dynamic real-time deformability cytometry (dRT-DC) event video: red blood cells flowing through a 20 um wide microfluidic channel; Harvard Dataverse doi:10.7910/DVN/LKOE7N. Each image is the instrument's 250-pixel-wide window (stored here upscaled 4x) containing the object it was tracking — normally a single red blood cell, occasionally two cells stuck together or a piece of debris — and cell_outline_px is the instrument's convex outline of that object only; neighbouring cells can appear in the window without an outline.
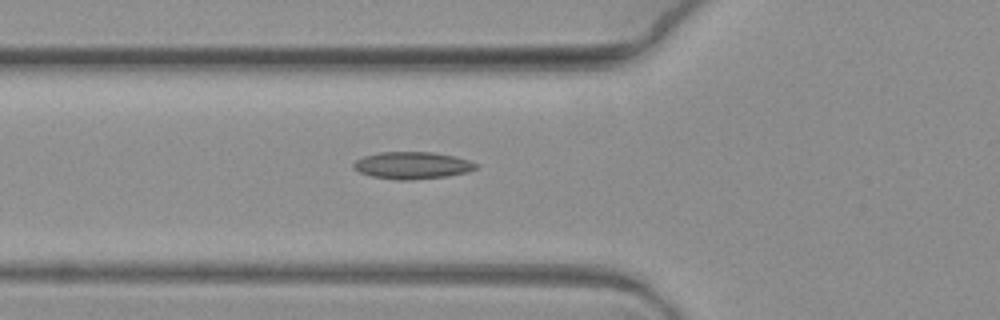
{"species": "common noctule bat (a hibernating species)", "species_latin": "Nyctalus noctula", "temperature_condition": "warm", "stored_images_in_passage": 3, "camera_frame_rate_fps": 3000, "um_per_image_px": 0.085, "animal": {"sex": "female", "body_mass_g": 19.3, "forearm_length_mm": 54.1}, "frame": {"image": 1, "passage_image": 3, "time_ms": 0.667, "image_size_px": [1000, 320], "cell_outline_px": [[480, 164], [476, 168], [468, 172], [448, 176], [412, 180], [396, 180], [372, 176], [360, 172], [352, 168], [352, 164], [356, 160], [364, 156], [380, 152], [432, 152], [456, 156]], "centroid_in_image_um": [35.06, 14.06], "position_along_channel_um": 90.7, "area_um2": 19.48}}